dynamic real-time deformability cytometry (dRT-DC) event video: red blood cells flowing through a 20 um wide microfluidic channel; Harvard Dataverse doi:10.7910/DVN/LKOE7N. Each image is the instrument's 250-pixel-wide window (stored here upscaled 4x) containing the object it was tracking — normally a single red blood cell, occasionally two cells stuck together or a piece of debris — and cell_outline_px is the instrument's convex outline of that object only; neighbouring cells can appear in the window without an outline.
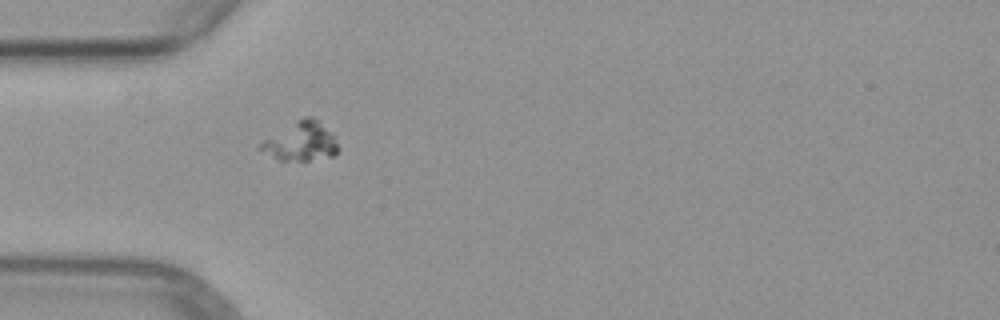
{"species": "common noctule bat (a hibernating species)", "species_latin": "Nyctalus noctula", "temperature_condition": "warm", "stored_images_in_passage": 1, "camera_frame_rate_fps": 3000, "um_per_image_px": 0.085, "animal": {"sex": "female", "body_mass_g": 29.2, "forearm_length_mm": 56.3}, "frame": {"image": 1, "passage_image": 1, "time_ms": 0.0, "image_size_px": [1000, 320], "cell_outline_px": [[340, 148], [332, 156], [308, 160], [280, 160], [256, 148], [264, 140], [296, 120], [304, 116], [312, 116], [332, 132]], "centroid_in_image_um": [25.6, 12.02], "position_along_channel_um": 59.4, "area_um2": 17.34}}